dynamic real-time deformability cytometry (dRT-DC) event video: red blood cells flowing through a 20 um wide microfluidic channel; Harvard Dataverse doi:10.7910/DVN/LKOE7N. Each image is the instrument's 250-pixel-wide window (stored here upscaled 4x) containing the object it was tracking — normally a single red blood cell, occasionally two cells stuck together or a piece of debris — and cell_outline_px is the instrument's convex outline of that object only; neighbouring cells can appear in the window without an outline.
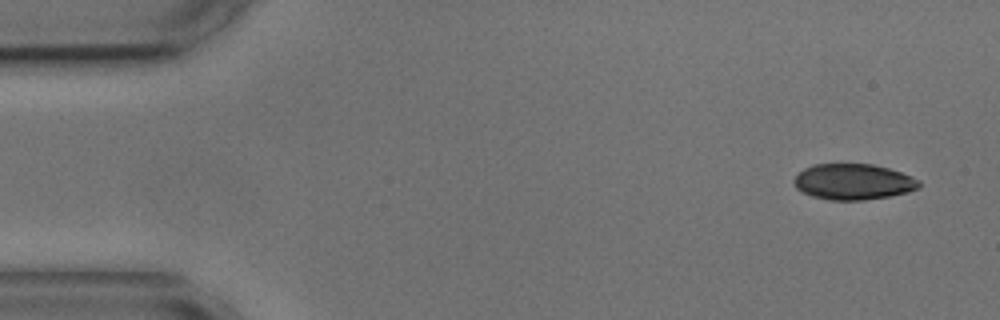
{"species": "common noctule bat (a hibernating species)", "species_latin": "Nyctalus noctula", "temperature_condition": "cold", "stored_images_in_passage": 6, "segment_of_instrument_passage": [2, 2], "camera_frame_rate_fps": 3000, "um_per_image_px": 0.085, "animal": {"sex": "male", "body_mass_g": 17.9, "forearm_length_mm": 54.2}, "frame": {"image": 1, "passage_image": 6, "time_ms": 6.0, "image_size_px": [1000, 320], "cell_outline_px": [[920, 188], [908, 192], [888, 196], [864, 200], [828, 200], [812, 196], [796, 188], [792, 184], [792, 180], [804, 168], [812, 164], [872, 164], [888, 168], [912, 176], [920, 180]], "centroid_in_image_um": [72.52, 15.45], "position_along_channel_um": 12.5, "area_um2": 26.24}}